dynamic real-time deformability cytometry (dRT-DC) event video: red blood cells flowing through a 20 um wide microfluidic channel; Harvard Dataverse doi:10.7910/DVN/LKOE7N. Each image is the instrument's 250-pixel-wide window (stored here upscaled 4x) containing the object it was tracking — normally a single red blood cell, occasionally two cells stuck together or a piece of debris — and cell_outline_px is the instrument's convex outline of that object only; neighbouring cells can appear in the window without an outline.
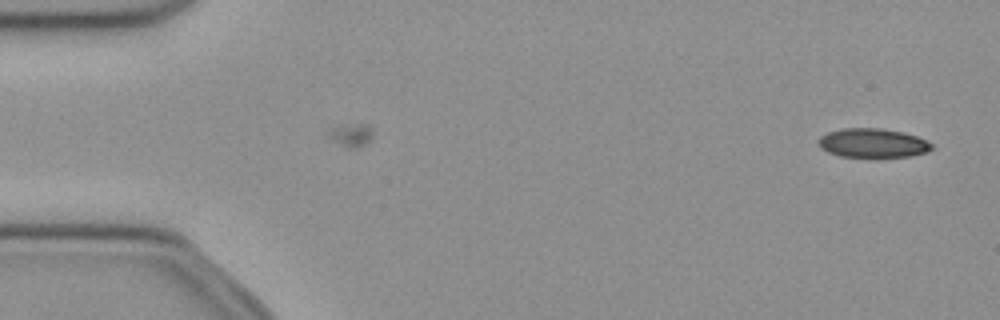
{"species": "common noctule bat (a hibernating species)", "species_latin": "Nyctalus noctula", "temperature_condition": "cold", "stored_images_in_passage": 51, "camera_frame_rate_fps": 3000, "um_per_image_px": 0.085, "animal": {"sex": "female", "body_mass_g": 21.9}, "frame": {"image": 1, "passage_image": 2, "time_ms": 0.333, "image_size_px": [1000, 320], "cell_outline_px": [[932, 148], [928, 152], [912, 156], [876, 160], [868, 160], [840, 156], [828, 152], [820, 148], [816, 140], [820, 136], [828, 132], [844, 128], [880, 128], [904, 132], [928, 140], [932, 144]], "centroid_in_image_um": [74.19, 12.21], "position_along_channel_um": 10.8, "area_um2": 20.35}}
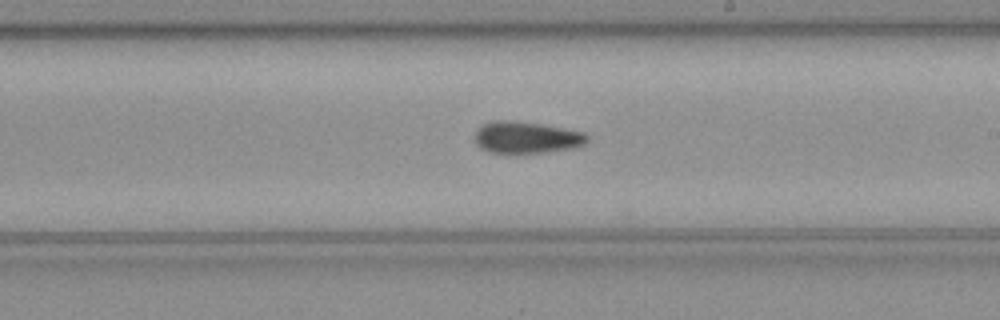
{"frame": {"image": 2, "passage_image": 29, "time_ms": 9.333, "image_size_px": [1000, 320], "cell_outline_px": [[588, 140], [584, 144], [572, 148], [544, 152], [492, 152], [480, 148], [476, 144], [476, 132], [484, 124], [496, 120], [512, 120], [540, 124], [564, 128], [584, 132], [588, 136]], "centroid_in_image_um": [44.77, 11.67], "position_along_channel_um": 244.2, "area_um2": 20.4}}
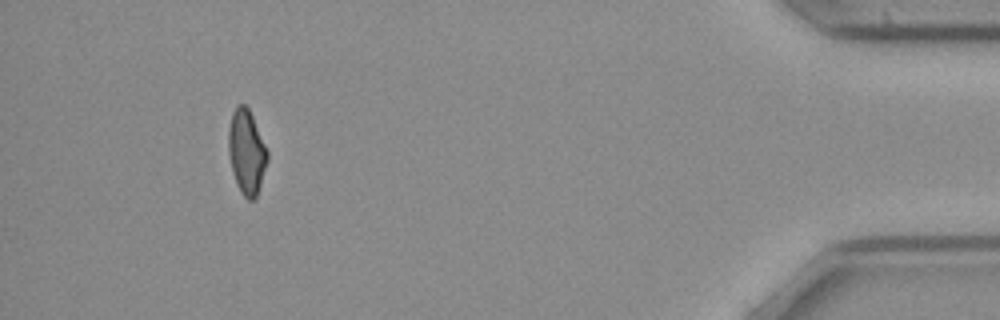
{"frame": {"image": 3, "passage_image": 47, "time_ms": 15.333, "image_size_px": [1000, 320], "cell_outline_px": [[268, 160], [256, 196], [252, 200], [248, 200], [240, 192], [236, 184], [232, 172], [228, 152], [228, 128], [232, 112], [236, 104], [244, 104], [248, 108], [252, 116], [268, 152]], "centroid_in_image_um": [20.93, 12.9], "position_along_channel_um": 414.3, "area_um2": 19.13}, "authors_computed_cell_mechanics": {"area_um2": 20.3456, "velocity_mm_per_s": 3.9889, "shape_relaxation_time_tau1_ms": null, "shape_relaxation_time_tau2_ms": 5.5041, "deformation_change_tau1": null, "deformation_change_tau2": 0.1326}}